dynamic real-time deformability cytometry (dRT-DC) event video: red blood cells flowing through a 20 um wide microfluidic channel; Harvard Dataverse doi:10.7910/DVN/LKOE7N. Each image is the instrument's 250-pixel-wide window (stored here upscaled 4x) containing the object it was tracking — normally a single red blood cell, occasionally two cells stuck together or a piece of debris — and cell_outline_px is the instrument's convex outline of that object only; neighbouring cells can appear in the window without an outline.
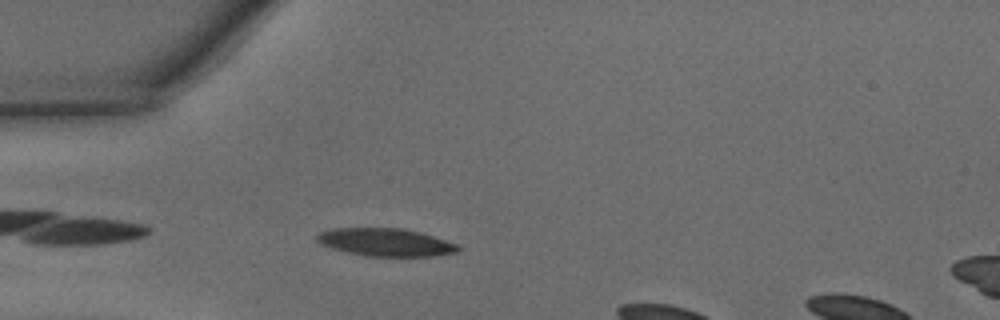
{"species": "common noctule bat (a hibernating species)", "species_latin": "Nyctalus noctula", "temperature_condition": "warm", "stored_images_in_passage": 26, "camera_frame_rate_fps": 3000, "um_per_image_px": 0.085, "animal": {"sex": "male", "body_mass_g": 15.6}, "frame": {"image": 1, "passage_image": 2, "time_ms": 0.333, "image_size_px": [1000, 320], "cell_outline_px": [[460, 248], [456, 252], [432, 256], [364, 256], [332, 248], [320, 244], [316, 240], [316, 236], [320, 232], [336, 228], [400, 228], [420, 232], [456, 244]], "centroid_in_image_um": [32.74, 20.59], "position_along_channel_um": 52.3, "area_um2": 22.6}}
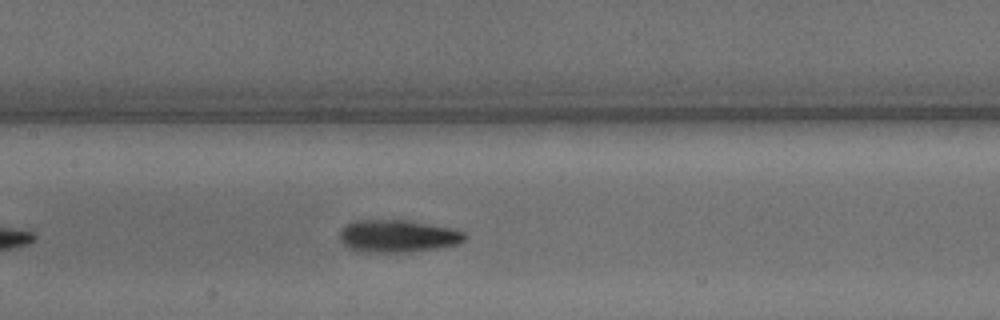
{"frame": {"image": 2, "passage_image": 11, "time_ms": 3.333, "image_size_px": [1000, 320], "cell_outline_px": [[468, 236], [464, 240], [456, 244], [444, 248], [408, 252], [364, 252], [352, 248], [344, 244], [340, 240], [340, 228], [356, 220], [404, 220], [452, 228], [464, 232]], "centroid_in_image_um": [33.84, 20.07], "position_along_channel_um": 173.6, "area_um2": 23.64}}
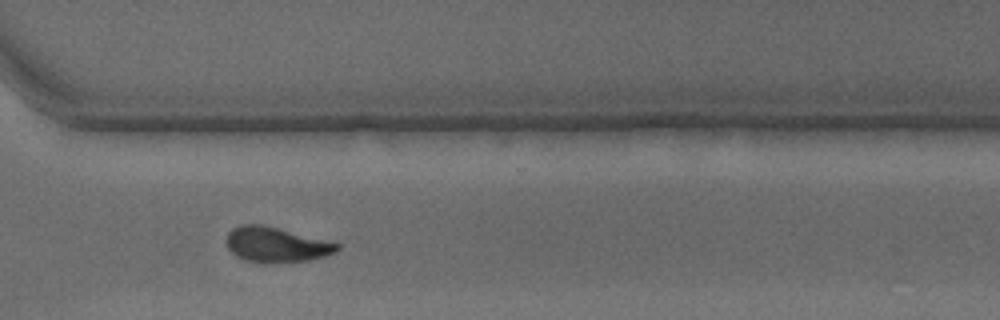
{"frame": {"image": 3, "passage_image": 23, "time_ms": 7.333, "image_size_px": [1000, 320], "cell_outline_px": [[340, 248], [336, 252], [324, 256], [308, 260], [272, 264], [268, 264], [244, 260], [236, 256], [228, 248], [224, 240], [228, 232], [232, 228], [240, 224], [264, 224], [340, 244]], "centroid_in_image_um": [23.42, 20.8], "position_along_channel_um": 347.2, "area_um2": 22.95}, "authors_computed_cell_mechanics": {"area_um2": 23.2067, "velocity_mm_per_s": 4.3436, "shape_relaxation_time_tau1_ms": 3.2597, "shape_relaxation_time_tau2_ms": 1.7664, "deformation_change_tau1": 0.1596, "deformation_change_tau2": 0.0736}}